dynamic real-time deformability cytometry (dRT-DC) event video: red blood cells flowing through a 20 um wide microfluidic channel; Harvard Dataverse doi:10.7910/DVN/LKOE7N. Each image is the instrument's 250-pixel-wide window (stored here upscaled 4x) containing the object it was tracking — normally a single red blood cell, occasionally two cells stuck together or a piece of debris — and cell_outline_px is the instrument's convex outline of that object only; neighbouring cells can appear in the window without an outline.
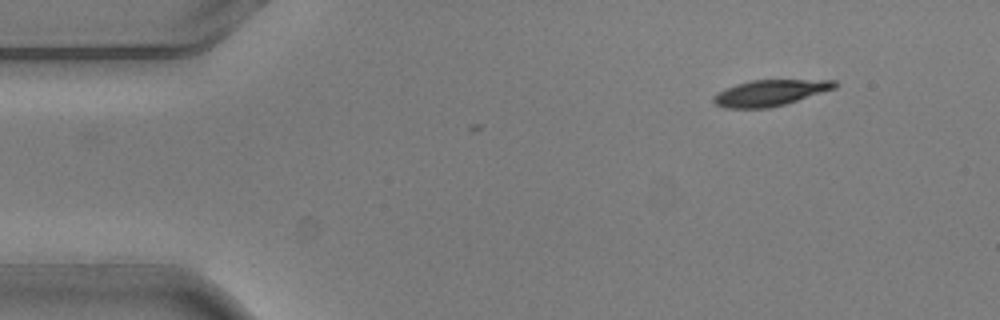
{"species": "common noctule bat (a hibernating species)", "species_latin": "Nyctalus noctula", "temperature_condition": "warm", "stored_images_in_passage": 3, "camera_frame_rate_fps": 3000, "um_per_image_px": 0.085, "animal": {"sex": "male", "body_mass_g": 20.5, "forearm_length_mm": 52.5}, "frame": {"image": 1, "passage_image": 3, "time_ms": 0.667, "image_size_px": [1000, 320], "cell_outline_px": [[836, 88], [784, 104], [768, 108], [724, 108], [716, 104], [712, 100], [712, 96], [736, 84], [752, 80], [836, 80]], "centroid_in_image_um": [65.44, 7.89], "position_along_channel_um": 19.6, "area_um2": 18.09}}